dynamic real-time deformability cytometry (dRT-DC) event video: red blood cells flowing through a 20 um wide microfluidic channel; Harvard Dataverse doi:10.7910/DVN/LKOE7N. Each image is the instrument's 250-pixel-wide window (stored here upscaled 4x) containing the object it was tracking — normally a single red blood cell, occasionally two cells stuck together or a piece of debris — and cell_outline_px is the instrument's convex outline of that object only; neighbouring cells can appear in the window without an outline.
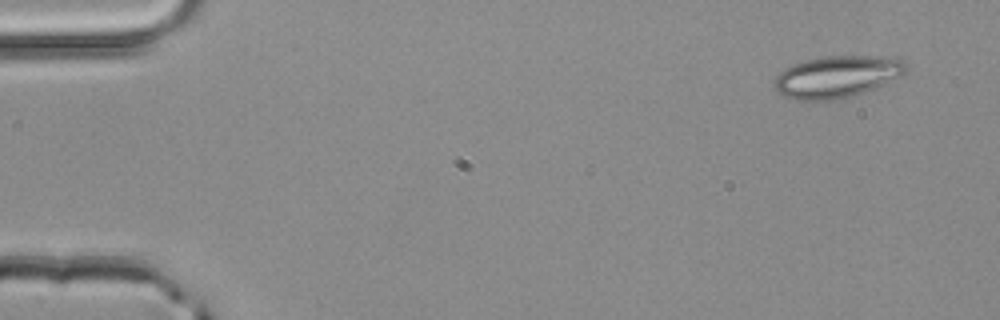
{"species": "common noctule bat (a hibernating species)", "species_latin": "Nyctalus noctula", "temperature_condition": "room temperature", "stored_images_in_passage": 2, "camera_frame_rate_fps": 3000, "um_per_image_px": 0.085, "animal": {"sex": "male", "body_mass_g": 20.4}, "frame": {"image": 1, "passage_image": 2, "time_ms": 0.333, "image_size_px": [1000, 320], "cell_outline_px": [[908, 68], [904, 76], [876, 88], [852, 96], [832, 100], [800, 100], [784, 96], [776, 92], [776, 76], [784, 68], [792, 64], [824, 56], [880, 56], [904, 60], [908, 64]], "centroid_in_image_um": [71.21, 6.52], "position_along_channel_um": 13.8, "area_um2": 32.31}}